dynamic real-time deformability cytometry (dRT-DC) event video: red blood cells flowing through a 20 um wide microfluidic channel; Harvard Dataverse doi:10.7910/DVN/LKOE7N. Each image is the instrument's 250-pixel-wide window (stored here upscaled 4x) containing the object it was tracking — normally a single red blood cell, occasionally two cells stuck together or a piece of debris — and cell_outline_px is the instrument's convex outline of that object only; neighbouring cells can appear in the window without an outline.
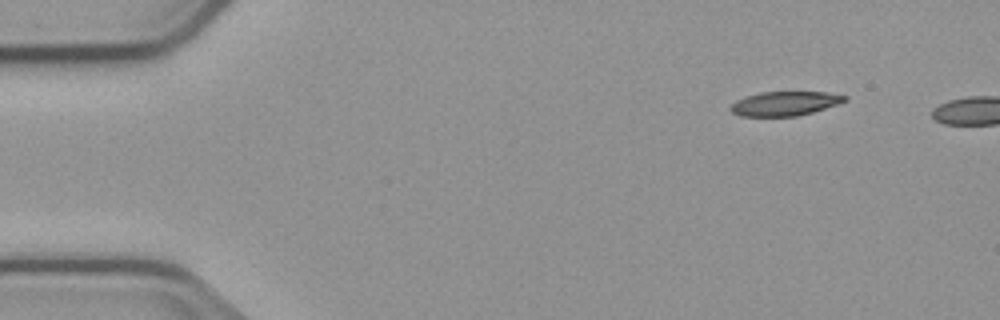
{"species": "common noctule bat (a hibernating species)", "species_latin": "Nyctalus noctula", "temperature_condition": "cold", "stored_images_in_passage": 2, "camera_frame_rate_fps": 3000, "um_per_image_px": 0.085, "animal": {"sex": "male", "body_mass_g": 23.1, "forearm_length_mm": 52.7}, "frame": {"image": 1, "passage_image": 1, "time_ms": 0.0, "image_size_px": [1000, 320], "cell_outline_px": [[848, 100], [812, 112], [796, 116], [740, 116], [732, 112], [728, 108], [736, 100], [744, 96], [760, 92], [828, 92], [848, 96]], "centroid_in_image_um": [66.68, 8.79], "position_along_channel_um": 18.3, "area_um2": 16.13}}